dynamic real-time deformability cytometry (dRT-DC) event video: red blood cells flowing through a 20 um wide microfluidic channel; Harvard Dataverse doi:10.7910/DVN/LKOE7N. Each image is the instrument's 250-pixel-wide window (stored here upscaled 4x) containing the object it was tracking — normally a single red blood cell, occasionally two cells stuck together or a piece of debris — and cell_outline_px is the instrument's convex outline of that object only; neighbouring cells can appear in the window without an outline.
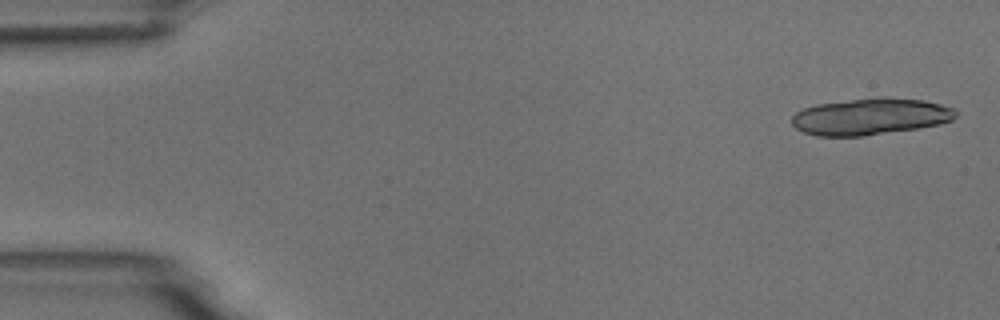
{"species": "common noctule bat (a hibernating species)", "species_latin": "Nyctalus noctula", "temperature_condition": "room temperature", "stored_images_in_passage": 6, "camera_frame_rate_fps": 3000, "um_per_image_px": 0.085, "animal": {"sex": "male", "body_mass_g": 18.8}, "frame": {"image": 1, "passage_image": 1, "time_ms": 0.0, "image_size_px": [1000, 320], "cell_outline_px": [[960, 112], [952, 120], [940, 124], [920, 128], [864, 136], [816, 136], [804, 132], [796, 128], [792, 124], [792, 116], [796, 112], [804, 108], [816, 104], [880, 96], [924, 100], [956, 108]], "centroid_in_image_um": [74.03, 9.9], "position_along_channel_um": 11.0, "area_um2": 35.37}}